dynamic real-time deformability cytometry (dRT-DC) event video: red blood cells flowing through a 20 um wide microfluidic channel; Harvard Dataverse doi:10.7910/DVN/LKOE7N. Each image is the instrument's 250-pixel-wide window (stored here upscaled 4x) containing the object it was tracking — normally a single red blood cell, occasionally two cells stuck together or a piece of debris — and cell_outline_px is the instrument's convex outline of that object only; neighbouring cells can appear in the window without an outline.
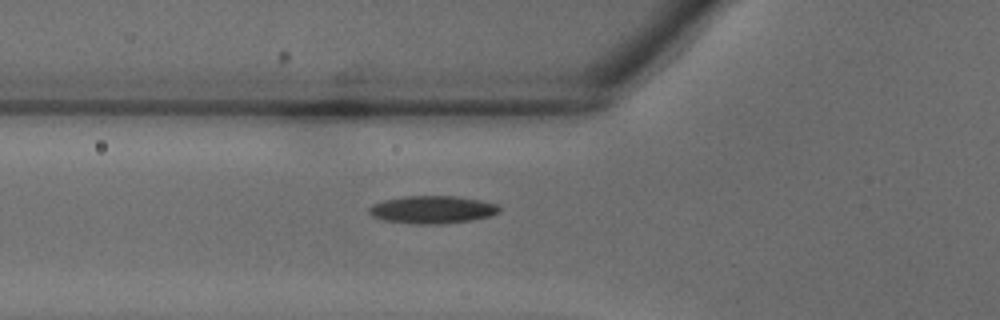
{"species": "common noctule bat (a hibernating species)", "species_latin": "Nyctalus noctula", "temperature_condition": "warm", "stored_images_in_passage": 30, "segment_of_instrument_passage": [1, 2], "camera_frame_rate_fps": 3000, "um_per_image_px": 0.085, "animal": {"sex": "male", "body_mass_g": 18.8}, "frame": {"image": 1, "passage_image": 5, "time_ms": 1.333, "image_size_px": [1000, 320], "cell_outline_px": [[500, 212], [492, 216], [472, 220], [440, 224], [412, 224], [384, 220], [372, 216], [368, 212], [368, 208], [372, 204], [384, 200], [400, 196], [456, 196], [480, 200], [500, 204]], "centroid_in_image_um": [36.77, 17.81], "position_along_channel_um": 89.0, "area_um2": 21.33}}
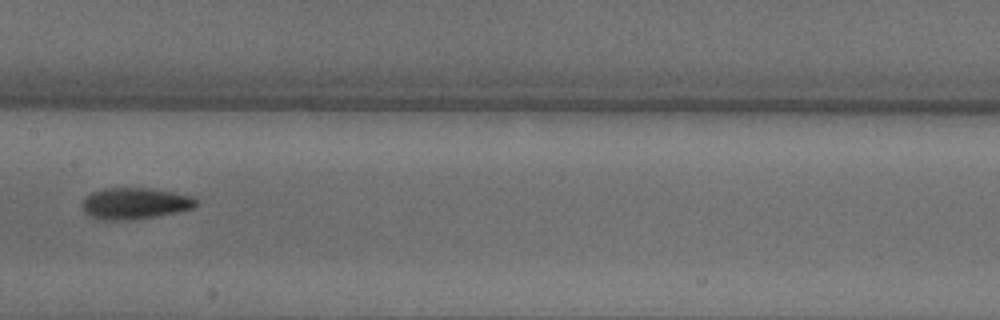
{"frame": {"image": 2, "passage_image": 11, "time_ms": 3.333, "image_size_px": [1000, 320], "cell_outline_px": [[196, 204], [192, 208], [180, 212], [132, 220], [100, 220], [88, 216], [84, 212], [84, 200], [92, 192], [104, 188], [148, 188], [196, 196]], "centroid_in_image_um": [11.49, 17.3], "position_along_channel_um": 195.9, "area_um2": 20.87}}
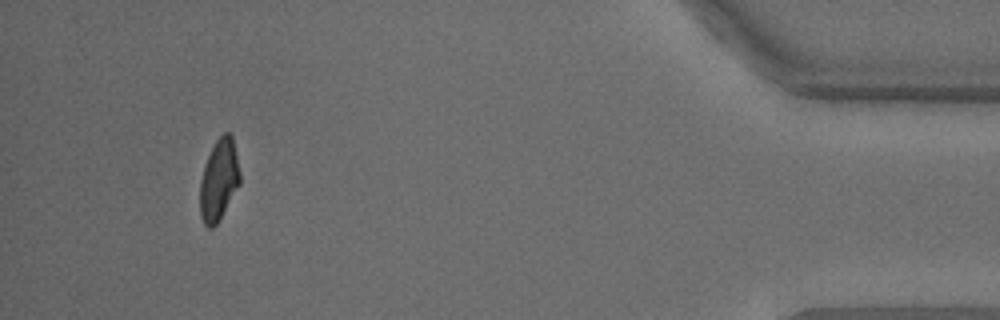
{"frame": {"image": 3, "passage_image": 27, "time_ms": 8.667, "image_size_px": [1000, 320], "cell_outline_px": [[240, 184], [216, 224], [212, 228], [208, 228], [204, 224], [200, 216], [200, 180], [208, 156], [216, 140], [224, 132], [228, 132], [232, 136], [240, 172]], "centroid_in_image_um": [18.6, 15.3], "position_along_channel_um": 416.6, "area_um2": 18.67}}